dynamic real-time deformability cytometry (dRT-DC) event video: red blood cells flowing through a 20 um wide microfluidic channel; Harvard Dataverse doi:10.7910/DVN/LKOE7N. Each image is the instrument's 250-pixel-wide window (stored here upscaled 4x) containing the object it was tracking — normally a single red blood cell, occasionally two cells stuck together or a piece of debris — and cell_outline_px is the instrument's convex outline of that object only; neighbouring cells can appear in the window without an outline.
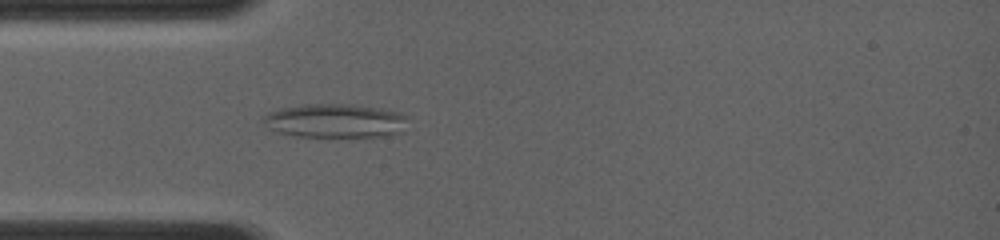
{"species": "common noctule bat (a hibernating species)", "species_latin": "Nyctalus noctula", "temperature_condition": "room temperature", "stored_images_in_passage": 7, "camera_frame_rate_fps": 4000, "um_per_image_px": 0.085, "animal": {"sex": "female", "body_mass_g": 19.0, "forearm_length_mm": 56.7}, "frame": {"image": 1, "passage_image": 5, "time_ms": 3.0, "image_size_px": [1000, 240], "cell_outline_px": [[408, 116], [400, 132], [384, 136], [296, 136], [280, 132], [272, 128], [264, 120], [264, 116], [268, 112], [280, 108], [304, 104], [348, 104], [376, 108], [396, 112]], "centroid_in_image_um": [28.48, 10.25], "position_along_channel_um": 56.5, "area_um2": 27.8}}
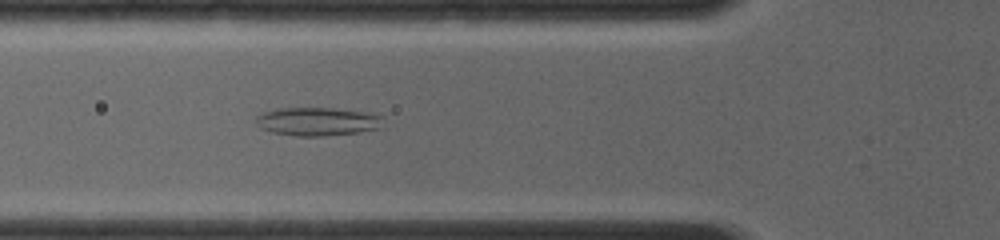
{"frame": {"image": 2, "passage_image": 7, "time_ms": 4.0, "image_size_px": [1000, 240], "cell_outline_px": [[380, 128], [356, 132], [320, 136], [296, 136], [272, 132], [260, 128], [256, 124], [256, 116], [260, 112], [276, 108], [332, 108], [364, 112], [380, 116]], "centroid_in_image_um": [26.86, 10.32], "position_along_channel_um": 98.9, "area_um2": 20.81}}